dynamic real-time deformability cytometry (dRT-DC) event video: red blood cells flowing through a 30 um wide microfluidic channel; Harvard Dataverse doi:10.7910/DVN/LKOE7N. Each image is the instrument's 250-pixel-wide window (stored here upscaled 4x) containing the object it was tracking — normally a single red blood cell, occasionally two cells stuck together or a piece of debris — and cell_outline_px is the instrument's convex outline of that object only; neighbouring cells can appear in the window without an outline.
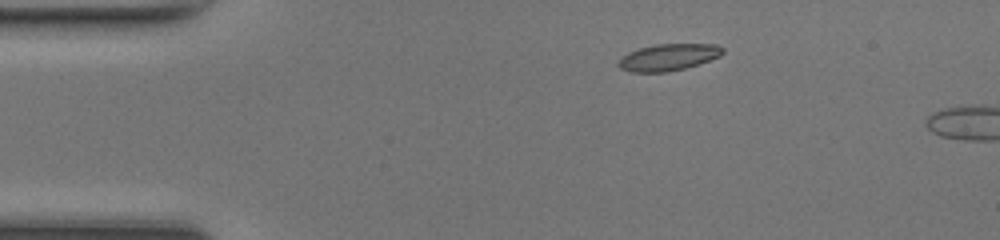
{"species": "common noctule bat (a hibernating species)", "species_latin": "Nyctalus noctula", "temperature_condition": "room temperature", "stored_images_in_passage": 9, "camera_frame_rate_fps": 3000, "um_per_image_px": 0.085, "animal": {"sex": "female", "body_mass_g": 17.0, "forearm_length_mm": 48.0}, "frame": {"image": 1, "passage_image": 6, "time_ms": 1.667, "image_size_px": [1000, 240], "cell_outline_px": [[724, 52], [720, 56], [684, 68], [664, 72], [632, 72], [620, 68], [616, 64], [628, 52], [640, 48], [656, 44], [716, 44], [724, 48]], "centroid_in_image_um": [56.81, 4.85], "position_along_channel_um": 28.2, "area_um2": 16.01}}